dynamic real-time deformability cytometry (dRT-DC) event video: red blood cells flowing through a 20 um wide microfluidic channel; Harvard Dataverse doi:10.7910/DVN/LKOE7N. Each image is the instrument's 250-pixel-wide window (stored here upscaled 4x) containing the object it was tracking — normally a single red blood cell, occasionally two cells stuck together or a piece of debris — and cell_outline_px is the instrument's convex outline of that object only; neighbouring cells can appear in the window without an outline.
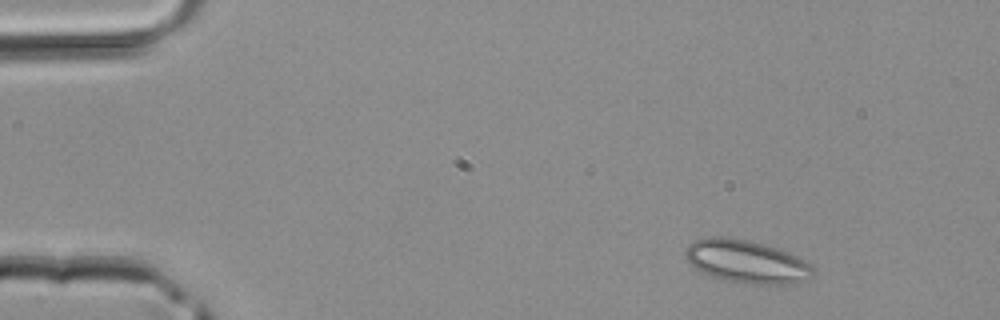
{"species": "common noctule bat (a hibernating species)", "species_latin": "Nyctalus noctula", "temperature_condition": "room temperature", "stored_images_in_passage": 3, "camera_frame_rate_fps": 3000, "um_per_image_px": 0.085, "animal": {"sex": "male", "body_mass_g": 20.4}, "frame": {"image": 1, "passage_image": 1, "time_ms": 0.0, "image_size_px": [1000, 320], "cell_outline_px": [[812, 276], [808, 280], [792, 284], [752, 284], [732, 280], [716, 276], [704, 272], [696, 268], [684, 256], [684, 252], [688, 244], [696, 240], [712, 236], [720, 236], [748, 240], [764, 244], [788, 252], [804, 260], [812, 268]], "centroid_in_image_um": [63.47, 22.22], "position_along_channel_um": 21.5, "area_um2": 31.39}}
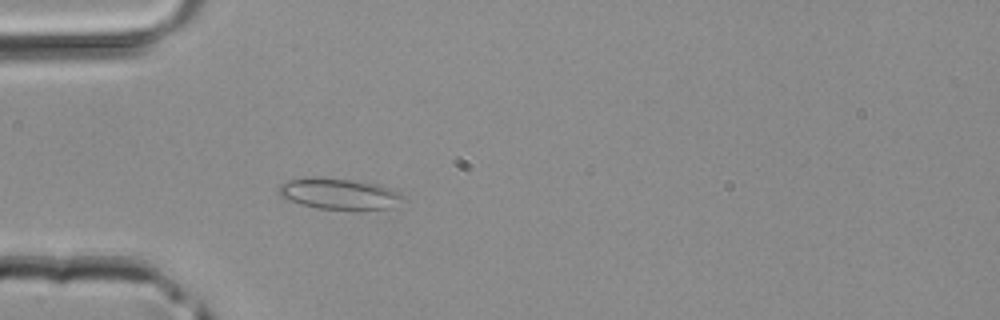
{"frame": {"image": 2, "passage_image": 3, "time_ms": 0.667, "image_size_px": [1000, 320], "cell_outline_px": [[404, 196], [388, 208], [316, 208], [284, 200], [280, 196], [280, 184], [288, 180], [304, 176], [320, 176], [364, 180], [400, 192]], "centroid_in_image_um": [28.71, 16.41], "position_along_channel_um": 56.3, "area_um2": 22.43}}